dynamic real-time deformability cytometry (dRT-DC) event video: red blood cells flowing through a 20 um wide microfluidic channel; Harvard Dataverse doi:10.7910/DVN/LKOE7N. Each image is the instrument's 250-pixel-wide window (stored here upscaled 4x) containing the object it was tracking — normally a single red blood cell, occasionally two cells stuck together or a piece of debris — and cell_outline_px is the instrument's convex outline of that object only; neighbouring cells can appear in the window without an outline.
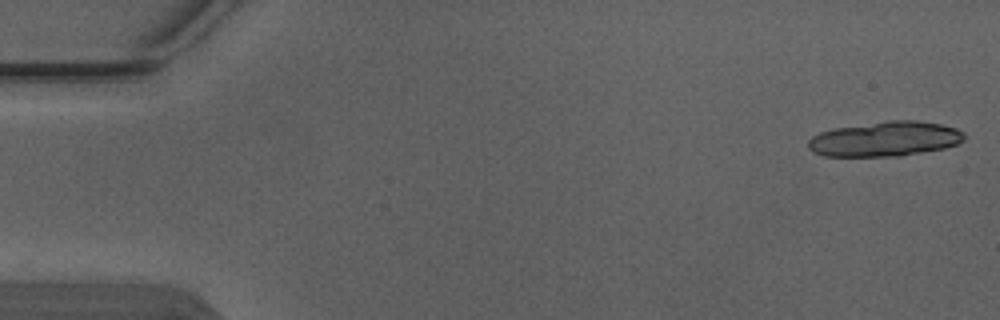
{"species": "Egyptian fruit bat (a non-hibernating species)", "species_latin": "Rousettus aegyptiacus", "temperature_condition": "warm", "stored_images_in_passage": 6, "camera_frame_rate_fps": 3000, "um_per_image_px": 0.085, "animal": {"sex": "male"}, "frame": {"image": 1, "passage_image": 1, "time_ms": 0.0, "image_size_px": [1000, 320], "cell_outline_px": [[964, 140], [956, 144], [944, 148], [900, 156], [824, 156], [812, 152], [808, 148], [808, 140], [812, 136], [820, 132], [832, 128], [888, 120], [916, 120], [940, 124], [956, 128], [964, 132]], "centroid_in_image_um": [75.2, 11.8], "position_along_channel_um": 9.8, "area_um2": 31.85}}
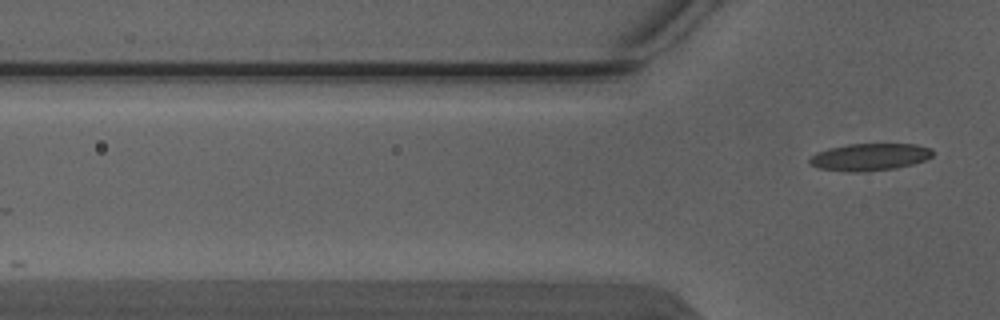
{"frame": {"image": 2, "passage_image": 6, "time_ms": 1.667, "image_size_px": [1000, 320], "cell_outline_px": [[936, 152], [932, 156], [924, 160], [912, 164], [896, 168], [864, 172], [848, 172], [816, 168], [808, 164], [808, 160], [816, 152], [848, 144], [916, 144], [932, 148]], "centroid_in_image_um": [73.93, 13.35], "position_along_channel_um": 51.9, "area_um2": 19.71}}